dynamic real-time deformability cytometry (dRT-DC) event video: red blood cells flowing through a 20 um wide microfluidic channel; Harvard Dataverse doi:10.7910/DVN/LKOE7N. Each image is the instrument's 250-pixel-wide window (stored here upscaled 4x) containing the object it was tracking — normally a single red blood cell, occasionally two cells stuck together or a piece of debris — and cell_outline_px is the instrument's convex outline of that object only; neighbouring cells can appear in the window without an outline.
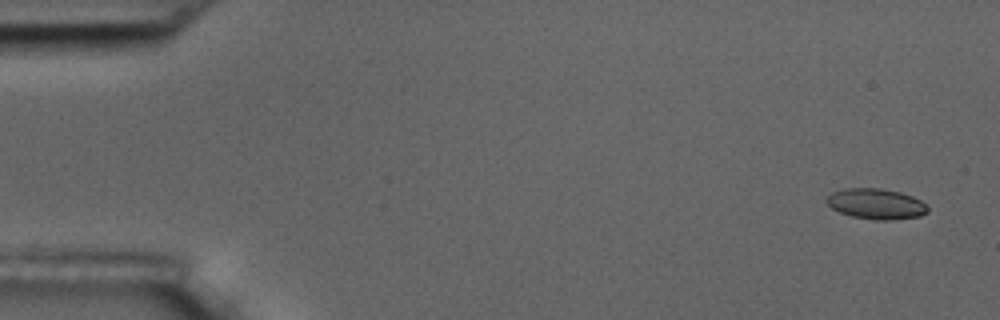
{"species": "common noctule bat (a hibernating species)", "species_latin": "Nyctalus noctula", "temperature_condition": "room temperature", "stored_images_in_passage": 6, "camera_frame_rate_fps": 3000, "um_per_image_px": 0.085, "animal": {"sex": "male", "body_mass_g": 17.5, "forearm_length_mm": 52.3}, "frame": {"image": 1, "passage_image": 1, "time_ms": 0.0, "image_size_px": [1000, 320], "cell_outline_px": [[928, 212], [920, 216], [888, 220], [876, 220], [852, 216], [840, 212], [832, 208], [824, 200], [832, 192], [844, 188], [880, 188], [900, 192], [912, 196], [920, 200], [928, 208]], "centroid_in_image_um": [74.45, 17.32], "position_along_channel_um": 10.6, "area_um2": 17.92}}